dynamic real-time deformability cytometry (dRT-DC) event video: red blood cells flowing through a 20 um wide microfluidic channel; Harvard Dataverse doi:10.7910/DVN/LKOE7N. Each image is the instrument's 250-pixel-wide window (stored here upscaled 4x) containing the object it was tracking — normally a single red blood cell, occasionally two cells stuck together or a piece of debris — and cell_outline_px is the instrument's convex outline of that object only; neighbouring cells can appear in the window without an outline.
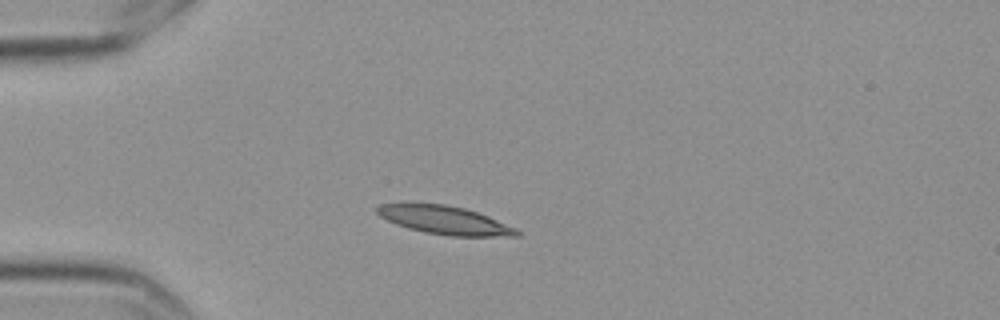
{"species": "Egyptian fruit bat (a non-hibernating species)", "species_latin": "Rousettus aegyptiacus", "temperature_condition": "cold", "stored_images_in_passage": 1, "camera_frame_rate_fps": 3000, "um_per_image_px": 0.085, "frame": {"image": 1, "passage_image": 1, "time_ms": 0.0, "image_size_px": [1000, 320], "cell_outline_px": [[520, 236], [452, 236], [424, 232], [408, 228], [396, 224], [380, 216], [376, 212], [376, 208], [380, 204], [400, 200], [404, 200], [444, 204], [464, 208], [488, 216], [516, 228], [520, 232]], "centroid_in_image_um": [37.69, 18.66], "position_along_channel_um": 47.3, "area_um2": 23.7}}